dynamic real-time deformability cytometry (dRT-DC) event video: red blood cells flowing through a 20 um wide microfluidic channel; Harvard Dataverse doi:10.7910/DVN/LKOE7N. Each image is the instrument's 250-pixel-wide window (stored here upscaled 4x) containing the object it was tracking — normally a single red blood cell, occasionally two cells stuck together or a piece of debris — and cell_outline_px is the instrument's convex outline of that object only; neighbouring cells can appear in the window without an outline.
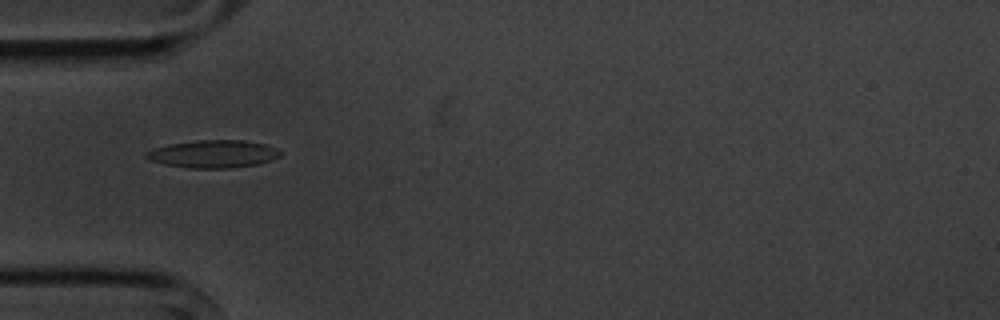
{"species": "common noctule bat (a hibernating species)", "species_latin": "Nyctalus noctula", "temperature_condition": "cold", "stored_images_in_passage": 3, "camera_frame_rate_fps": 3000, "um_per_image_px": 0.085, "animal": {"sex": "male", "body_mass_g": 20.1, "forearm_length_mm": 53.5}, "frame": {"image": 1, "passage_image": 1, "time_ms": 0.0, "image_size_px": [1000, 320], "cell_outline_px": [[284, 152], [280, 156], [272, 160], [260, 164], [232, 168], [188, 168], [164, 164], [152, 160], [144, 156], [144, 152], [156, 148], [172, 144], [196, 140], [244, 140], [264, 144], [280, 148]], "centroid_in_image_um": [18.22, 13.09], "position_along_channel_um": 66.8, "area_um2": 21.79}}
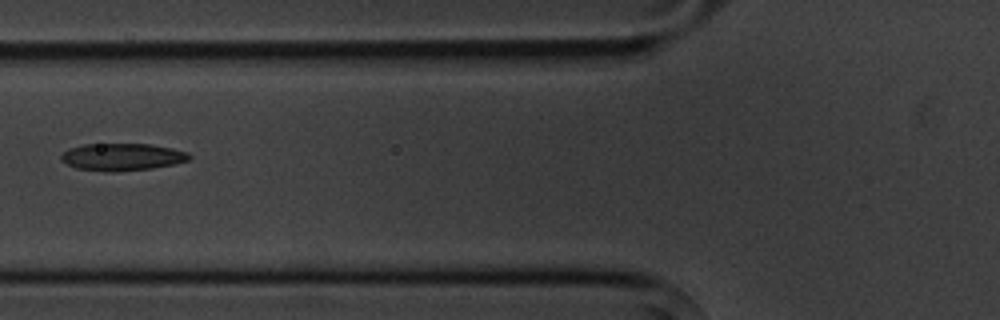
{"frame": {"image": 2, "passage_image": 2, "time_ms": 1.333, "image_size_px": [1000, 320], "cell_outline_px": [[192, 156], [188, 160], [172, 164], [152, 168], [116, 172], [112, 172], [76, 168], [60, 160], [60, 156], [68, 148], [84, 144], [148, 144], [172, 148], [188, 152]], "centroid_in_image_um": [10.36, 13.33], "position_along_channel_um": 115.4, "area_um2": 20.29}}
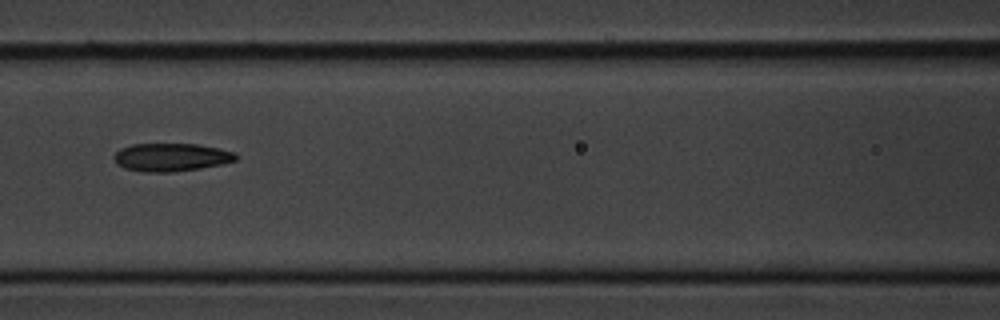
{"frame": {"image": 3, "passage_image": 3, "time_ms": 2.333, "image_size_px": [1000, 320], "cell_outline_px": [[236, 160], [224, 164], [200, 168], [172, 172], [144, 172], [124, 168], [116, 164], [112, 156], [120, 148], [132, 144], [196, 144], [220, 148], [236, 152]], "centroid_in_image_um": [14.54, 13.36], "position_along_channel_um": 152.1, "area_um2": 20.11}}